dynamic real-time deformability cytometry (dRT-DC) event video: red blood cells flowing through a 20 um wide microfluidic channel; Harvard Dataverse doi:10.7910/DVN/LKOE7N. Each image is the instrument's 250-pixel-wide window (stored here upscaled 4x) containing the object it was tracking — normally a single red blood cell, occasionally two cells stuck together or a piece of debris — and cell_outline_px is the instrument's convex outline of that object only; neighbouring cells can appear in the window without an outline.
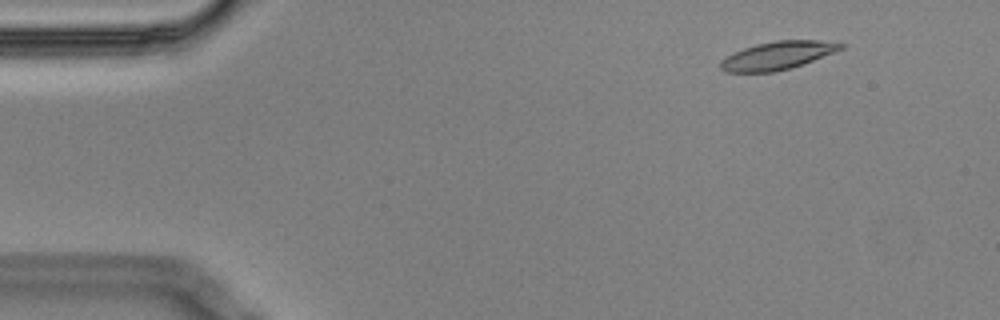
{"species": "Egyptian fruit bat (a non-hibernating species)", "species_latin": "Rousettus aegyptiacus", "temperature_condition": "cold", "stored_images_in_passage": 4, "camera_frame_rate_fps": 3000, "um_per_image_px": 0.085, "animal": {"sex": "male"}, "frame": {"image": 1, "passage_image": 1, "time_ms": 0.0, "image_size_px": [1000, 320], "cell_outline_px": [[844, 48], [812, 60], [788, 68], [772, 72], [724, 72], [720, 68], [720, 60], [732, 52], [756, 44], [776, 40], [816, 40], [844, 44]], "centroid_in_image_um": [66.01, 4.71], "position_along_channel_um": 19.0, "area_um2": 19.36}}
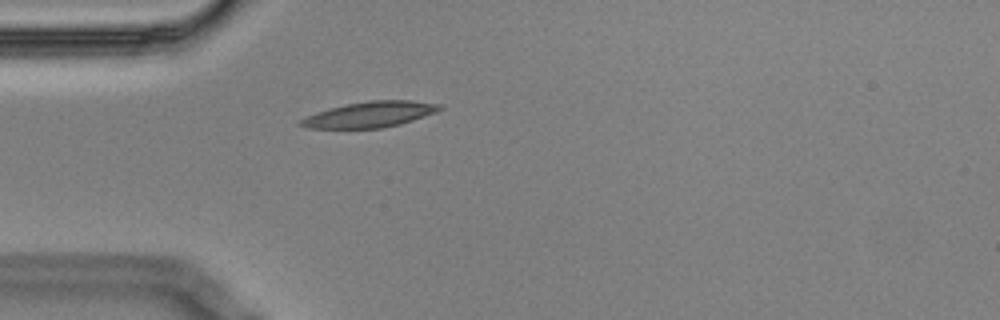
{"frame": {"image": 2, "passage_image": 4, "time_ms": 1.0, "image_size_px": [1000, 320], "cell_outline_px": [[444, 108], [436, 112], [400, 124], [380, 128], [308, 128], [296, 124], [300, 120], [316, 112], [328, 108], [368, 100], [412, 100], [440, 104]], "centroid_in_image_um": [31.44, 9.72], "position_along_channel_um": 53.6, "area_um2": 20.75}}